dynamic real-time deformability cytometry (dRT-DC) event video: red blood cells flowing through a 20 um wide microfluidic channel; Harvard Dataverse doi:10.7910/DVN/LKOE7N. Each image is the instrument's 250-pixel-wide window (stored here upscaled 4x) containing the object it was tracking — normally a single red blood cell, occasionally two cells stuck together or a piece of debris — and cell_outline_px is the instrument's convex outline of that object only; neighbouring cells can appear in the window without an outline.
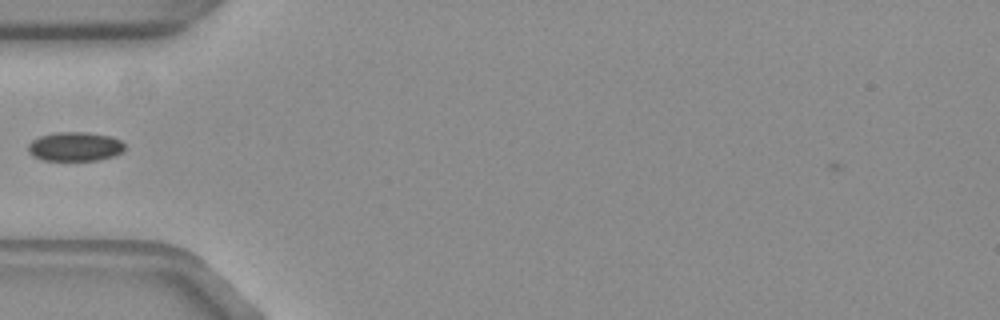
{"species": "common noctule bat (a hibernating species)", "species_latin": "Nyctalus noctula", "temperature_condition": "warm", "stored_images_in_passage": 39, "camera_frame_rate_fps": 3000, "um_per_image_px": 0.085, "animal": {"sex": "female", "body_mass_g": 19.3, "forearm_length_mm": 54.1}, "frame": {"image": 1, "passage_image": 2, "time_ms": 0.333, "image_size_px": [1000, 320], "cell_outline_px": [[124, 148], [120, 152], [112, 156], [96, 160], [44, 160], [32, 156], [28, 152], [28, 144], [32, 140], [40, 136], [60, 132], [84, 132], [108, 136], [120, 140], [124, 144]], "centroid_in_image_um": [6.33, 12.46], "position_along_channel_um": 78.7, "area_um2": 16.13}}
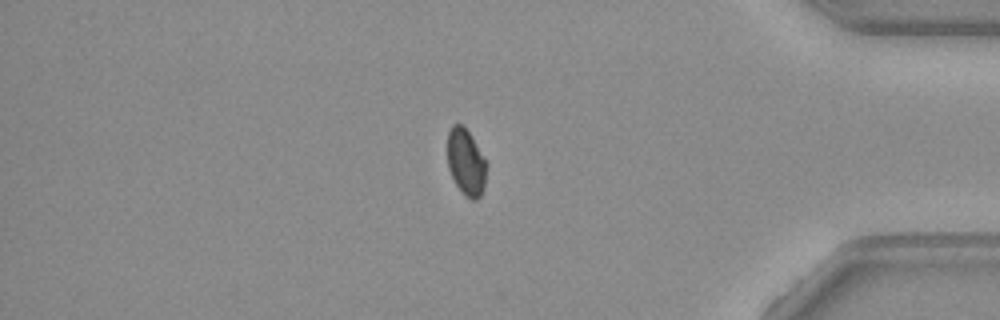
{"frame": {"image": 2, "passage_image": 30, "time_ms": 9.667, "image_size_px": [1000, 320], "cell_outline_px": [[488, 164], [484, 188], [480, 196], [476, 200], [472, 200], [456, 184], [448, 168], [448, 132], [452, 124], [460, 124], [468, 132]], "centroid_in_image_um": [39.62, 13.79], "position_along_channel_um": 395.6, "area_um2": 14.85}}
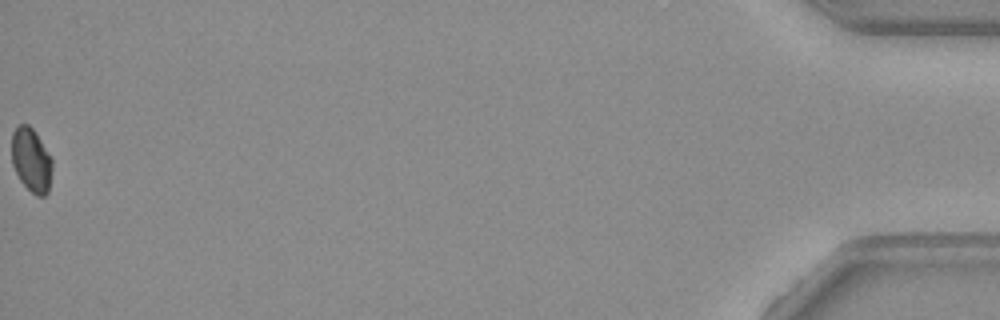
{"frame": {"image": 3, "passage_image": 39, "time_ms": 12.667, "image_size_px": [1000, 320], "cell_outline_px": [[52, 168], [48, 192], [44, 196], [36, 196], [20, 180], [12, 164], [12, 132], [20, 124], [28, 124], [32, 128], [40, 140], [52, 160]], "centroid_in_image_um": [2.65, 13.61], "position_along_channel_um": 432.6, "area_um2": 14.85}, "authors_computed_cell_mechanics": {"area_um2": 15.8372, "velocity_mm_per_s": 3.7415, "shape_relaxation_time_tau1_ms": 4.5253, "shape_relaxation_time_tau2_ms": 3.6216, "deformation_change_tau1": 0.0887, "deformation_change_tau2": 0.0446}}